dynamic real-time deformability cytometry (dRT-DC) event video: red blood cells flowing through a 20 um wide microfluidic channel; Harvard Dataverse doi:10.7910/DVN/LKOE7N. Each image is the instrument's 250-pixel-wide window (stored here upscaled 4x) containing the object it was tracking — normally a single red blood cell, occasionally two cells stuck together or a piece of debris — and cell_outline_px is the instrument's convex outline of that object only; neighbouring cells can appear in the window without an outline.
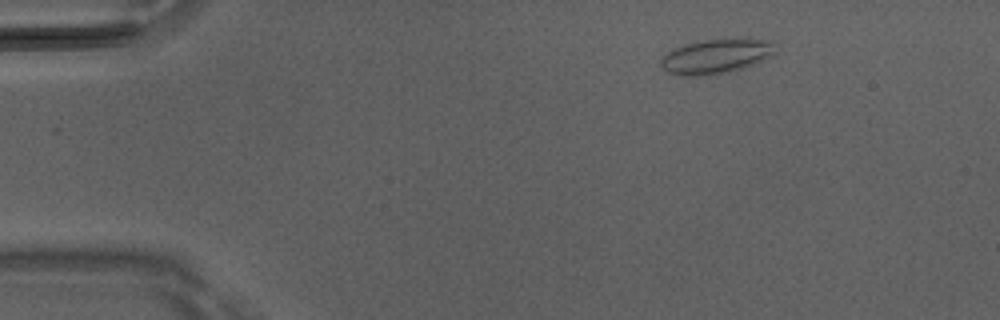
{"species": "Egyptian fruit bat (a non-hibernating species)", "species_latin": "Rousettus aegyptiacus", "temperature_condition": "room temperature", "stored_images_in_passage": 46, "camera_frame_rate_fps": 3000, "um_per_image_px": 0.085, "animal": {"sex": "male"}, "frame": {"image": 1, "passage_image": 4, "time_ms": 1.0, "image_size_px": [1000, 320], "cell_outline_px": [[776, 52], [752, 64], [740, 68], [720, 72], [696, 76], [676, 76], [660, 68], [660, 60], [668, 52], [684, 44], [704, 40], [772, 40]], "centroid_in_image_um": [60.77, 4.8], "position_along_channel_um": 24.2, "area_um2": 22.2}}
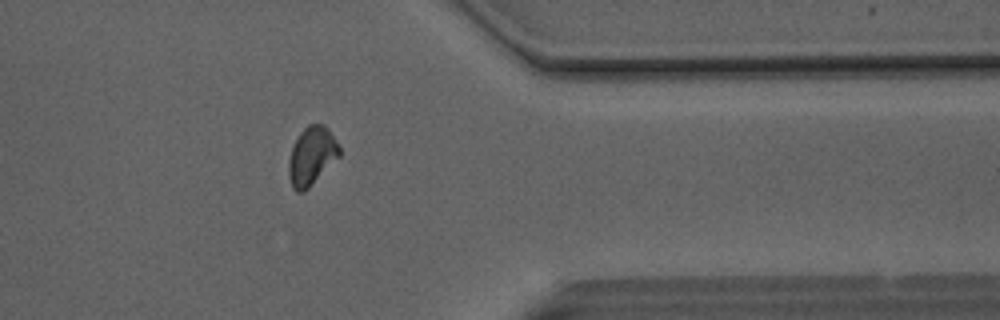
{"frame": {"image": 2, "passage_image": 37, "time_ms": 12.0, "image_size_px": [1000, 320], "cell_outline_px": [[340, 156], [304, 192], [296, 192], [292, 188], [288, 172], [288, 160], [292, 144], [300, 132], [308, 124], [324, 124], [328, 128], [340, 148]], "centroid_in_image_um": [26.47, 13.25], "position_along_channel_um": 384.9, "area_um2": 17.34}}
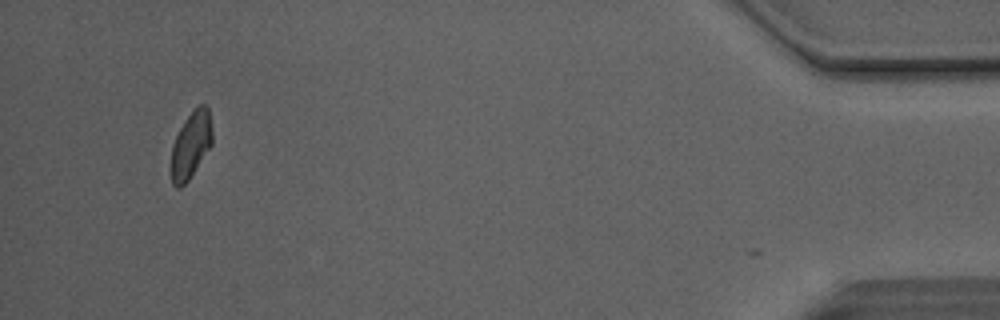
{"frame": {"image": 3, "passage_image": 44, "time_ms": 14.333, "image_size_px": [1000, 320], "cell_outline_px": [[212, 144], [188, 180], [180, 188], [176, 188], [172, 184], [172, 144], [180, 128], [188, 116], [200, 104], [208, 104], [212, 132]], "centroid_in_image_um": [16.24, 12.31], "position_along_channel_um": 419.0, "area_um2": 15.66}, "authors_computed_cell_mechanics": {"area_um2": 17.5134, "velocity_mm_per_s": 4.1156, "shape_relaxation_time_tau1_ms": null, "shape_relaxation_time_tau2_ms": 1.5054, "deformation_change_tau1": null, "deformation_change_tau2": 0.0525}}